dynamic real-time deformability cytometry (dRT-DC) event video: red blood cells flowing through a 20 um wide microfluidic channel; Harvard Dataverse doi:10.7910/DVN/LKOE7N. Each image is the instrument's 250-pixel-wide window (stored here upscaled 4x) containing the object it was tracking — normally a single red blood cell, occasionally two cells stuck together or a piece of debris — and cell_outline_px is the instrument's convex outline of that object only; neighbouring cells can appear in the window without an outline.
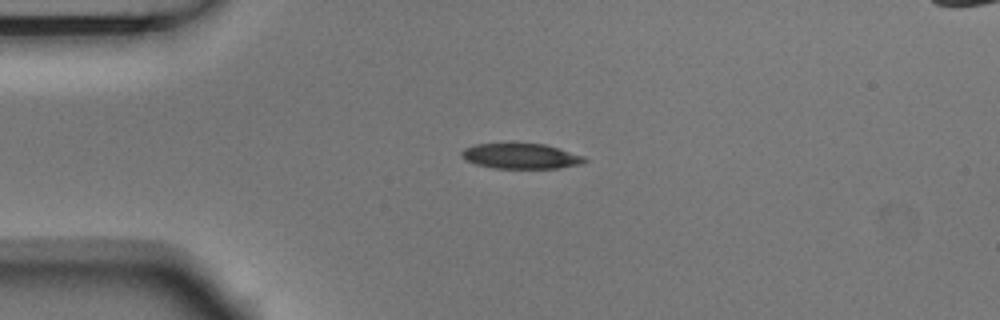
{"species": "Egyptian fruit bat (a non-hibernating species)", "species_latin": "Rousettus aegyptiacus", "temperature_condition": "room temperature", "stored_images_in_passage": 5, "camera_frame_rate_fps": 3000, "um_per_image_px": 0.085, "animal": {"sex": "male"}, "frame": {"image": 1, "passage_image": 4, "time_ms": 1.0, "image_size_px": [1000, 320], "cell_outline_px": [[588, 160], [580, 164], [560, 168], [496, 168], [476, 164], [460, 156], [460, 152], [464, 148], [476, 144], [544, 144], [560, 148], [584, 156]], "centroid_in_image_um": [44.3, 13.27], "position_along_channel_um": 40.7, "area_um2": 17.98}}